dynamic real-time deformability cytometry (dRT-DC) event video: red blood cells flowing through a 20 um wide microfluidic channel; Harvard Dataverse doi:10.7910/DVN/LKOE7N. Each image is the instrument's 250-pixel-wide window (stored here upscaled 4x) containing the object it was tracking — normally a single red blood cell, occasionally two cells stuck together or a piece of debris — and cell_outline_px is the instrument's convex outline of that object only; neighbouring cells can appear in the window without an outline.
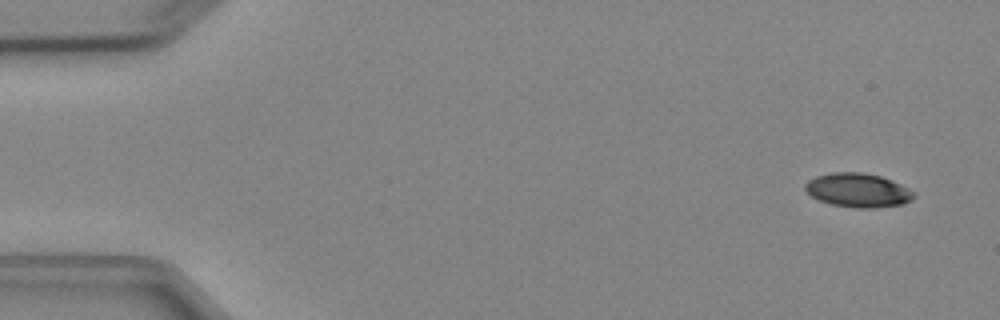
{"species": "Egyptian fruit bat (a non-hibernating species)", "species_latin": "Rousettus aegyptiacus", "temperature_condition": "cold", "stored_images_in_passage": 4, "camera_frame_rate_fps": 3000, "um_per_image_px": 0.085, "animal": {"sex": "female"}, "frame": {"image": 1, "passage_image": 1, "time_ms": 0.0, "image_size_px": [1000, 320], "cell_outline_px": [[916, 196], [912, 200], [904, 204], [876, 208], [856, 208], [832, 204], [820, 200], [812, 196], [804, 188], [804, 184], [808, 180], [816, 176], [832, 172], [864, 172], [880, 176], [892, 180], [916, 192]], "centroid_in_image_um": [72.97, 16.17], "position_along_channel_um": 12.0, "area_um2": 21.68}}
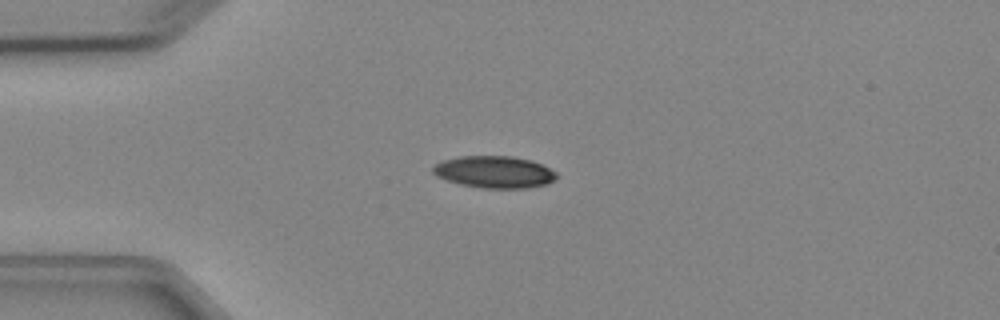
{"frame": {"image": 2, "passage_image": 4, "time_ms": 3.333, "image_size_px": [1000, 320], "cell_outline_px": [[556, 180], [548, 184], [528, 188], [480, 188], [460, 184], [436, 176], [432, 172], [432, 168], [436, 164], [444, 160], [460, 156], [512, 156], [532, 160], [556, 172]], "centroid_in_image_um": [42.03, 14.62], "position_along_channel_um": 43.0, "area_um2": 23.06}}